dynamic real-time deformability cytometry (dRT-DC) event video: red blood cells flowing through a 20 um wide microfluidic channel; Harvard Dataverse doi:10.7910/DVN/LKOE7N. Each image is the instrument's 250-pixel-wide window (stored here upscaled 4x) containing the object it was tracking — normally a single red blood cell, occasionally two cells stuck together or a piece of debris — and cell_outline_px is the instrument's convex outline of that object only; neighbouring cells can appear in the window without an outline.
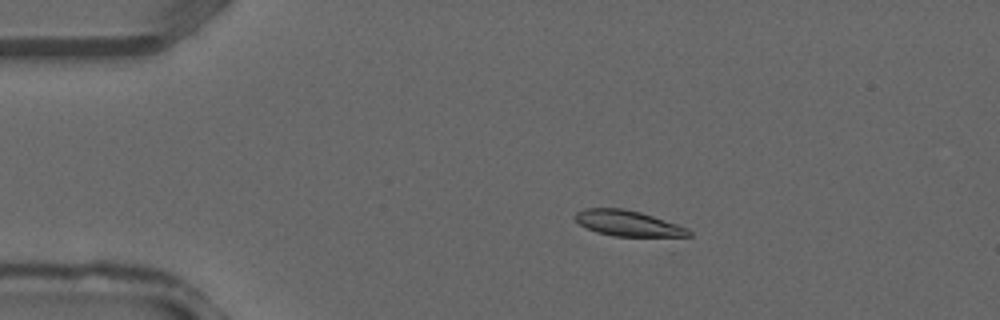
{"species": "common noctule bat (a hibernating species)", "species_latin": "Nyctalus noctula", "temperature_condition": "warm", "stored_images_in_passage": 37, "camera_frame_rate_fps": 3000, "um_per_image_px": 0.085, "animal": {"sex": "male", "forearm_length_mm": 52.5}, "frame": {"image": 1, "passage_image": 7, "time_ms": 2.0, "image_size_px": [1000, 320], "cell_outline_px": [[692, 236], [612, 236], [596, 232], [580, 224], [576, 220], [576, 212], [584, 208], [624, 208], [640, 212], [688, 228], [692, 232]], "centroid_in_image_um": [53.37, 18.98], "position_along_channel_um": 31.6, "area_um2": 16.76}}
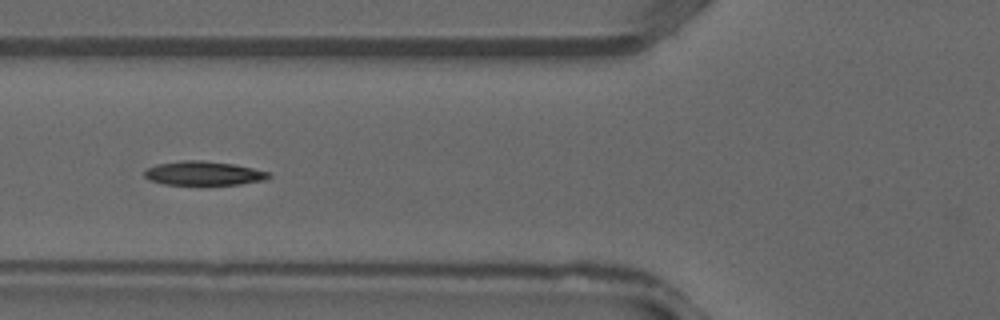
{"frame": {"image": 2, "passage_image": 14, "time_ms": 4.333, "image_size_px": [1000, 320], "cell_outline_px": [[272, 176], [264, 180], [240, 184], [164, 184], [148, 180], [144, 176], [144, 172], [148, 168], [156, 164], [184, 160], [204, 160], [232, 164], [272, 172]], "centroid_in_image_um": [17.31, 14.72], "position_along_channel_um": 108.5, "area_um2": 17.34}}
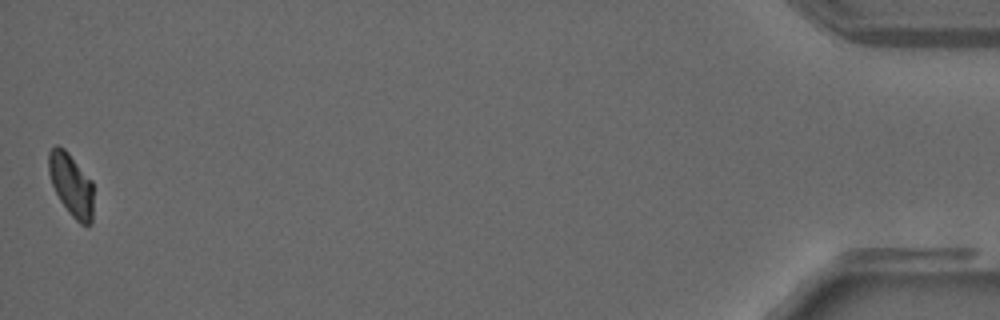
{"frame": {"image": 3, "passage_image": 37, "time_ms": 12.0, "image_size_px": [1000, 320], "cell_outline_px": [[92, 224], [80, 224], [68, 212], [60, 200], [52, 184], [48, 172], [48, 152], [56, 144], [64, 148], [68, 152], [92, 180]], "centroid_in_image_um": [6.04, 15.68], "position_along_channel_um": 429.2, "area_um2": 16.36}}